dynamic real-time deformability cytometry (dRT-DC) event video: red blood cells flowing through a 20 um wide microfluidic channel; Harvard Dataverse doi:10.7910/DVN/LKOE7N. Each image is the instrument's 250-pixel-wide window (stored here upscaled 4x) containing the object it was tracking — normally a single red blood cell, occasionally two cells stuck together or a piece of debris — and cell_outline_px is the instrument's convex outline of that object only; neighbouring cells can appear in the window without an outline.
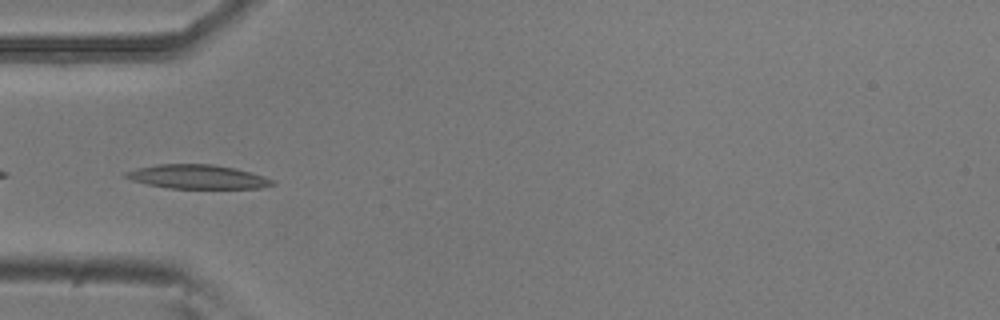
{"species": "common noctule bat (a hibernating species)", "species_latin": "Nyctalus noctula", "temperature_condition": "room temperature", "stored_images_in_passage": 52, "camera_frame_rate_fps": 3000, "um_per_image_px": 0.085, "animal": {"sex": "male", "body_mass_g": 20.5, "forearm_length_mm": 52.5}, "frame": {"image": 1, "passage_image": 16, "time_ms": 5.0, "image_size_px": [1000, 320], "cell_outline_px": [[276, 184], [260, 188], [168, 188], [148, 184], [132, 180], [124, 176], [124, 172], [136, 168], [156, 164], [212, 164], [232, 168], [264, 176], [276, 180]], "centroid_in_image_um": [16.78, 15.02], "position_along_channel_um": 68.2, "area_um2": 20.4}}
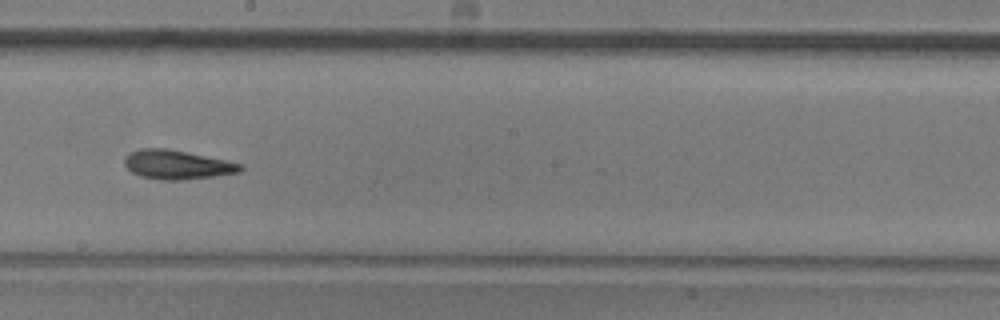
{"frame": {"image": 2, "passage_image": 29, "time_ms": 9.333, "image_size_px": [1000, 320], "cell_outline_px": [[244, 168], [240, 172], [212, 176], [180, 180], [160, 180], [140, 176], [132, 172], [124, 164], [124, 156], [128, 152], [140, 148], [164, 148], [244, 164]], "centroid_in_image_um": [15.0, 14.0], "position_along_channel_um": 233.2, "area_um2": 19.48}}
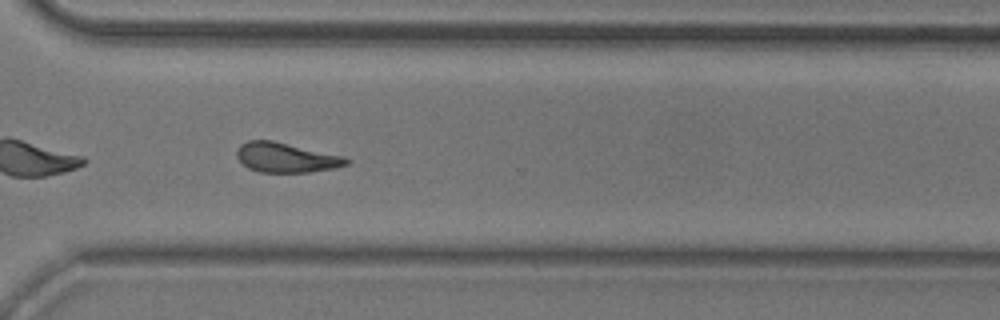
{"frame": {"image": 3, "passage_image": 38, "time_ms": 12.333, "image_size_px": [1000, 320], "cell_outline_px": [[352, 160], [348, 164], [336, 168], [308, 172], [260, 172], [248, 168], [236, 156], [236, 152], [240, 144], [248, 140], [272, 140], [344, 156]], "centroid_in_image_um": [24.33, 13.39], "position_along_channel_um": 346.3, "area_um2": 19.02}, "authors_computed_cell_mechanics": {"area_um2": 18.9873, "velocity_mm_per_s": 3.7896, "shape_relaxation_time_tau1_ms": 5.0725, "shape_relaxation_time_tau2_ms": 9.8199, "deformation_change_tau1": 0.1602, "deformation_change_tau2": 0.1779}}